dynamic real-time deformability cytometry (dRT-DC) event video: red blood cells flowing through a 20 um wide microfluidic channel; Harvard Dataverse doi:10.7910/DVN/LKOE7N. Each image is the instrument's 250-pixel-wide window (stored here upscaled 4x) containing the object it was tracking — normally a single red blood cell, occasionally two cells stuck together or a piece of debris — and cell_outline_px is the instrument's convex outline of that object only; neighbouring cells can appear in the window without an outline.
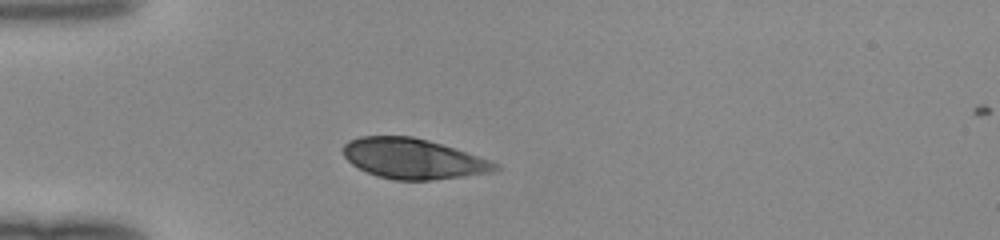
{"species": "human", "species_latin": "Homo sapiens", "temperature_condition": "room temperature", "stored_images_in_passage": 36, "camera_frame_rate_fps": 3000, "um_per_image_px": 0.085, "donor": {"sex": "female"}, "frame": {"image": 1, "passage_image": 1, "time_ms": 0.0, "image_size_px": [1000, 240], "cell_outline_px": [[500, 168], [496, 172], [432, 180], [396, 180], [380, 176], [368, 172], [352, 164], [344, 156], [344, 144], [348, 140], [360, 136], [412, 136], [428, 140], [488, 160], [496, 164]], "centroid_in_image_um": [35.09, 13.49], "position_along_channel_um": 49.9, "area_um2": 35.14}}
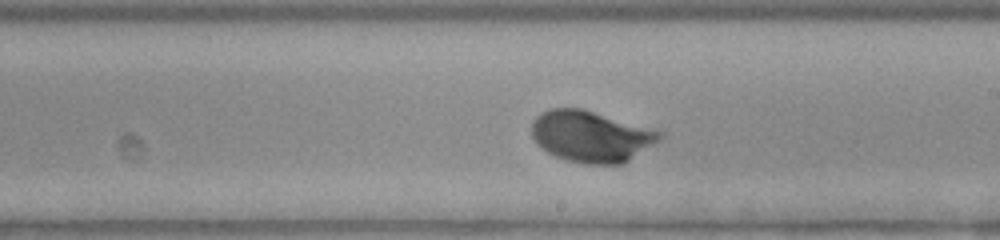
{"frame": {"image": 2, "passage_image": 16, "time_ms": 5.0, "image_size_px": [1000, 240], "cell_outline_px": [[664, 136], [660, 140], [624, 164], [584, 164], [568, 160], [556, 156], [540, 148], [532, 136], [532, 120], [540, 112], [548, 108], [580, 108], [664, 132]], "centroid_in_image_um": [50.23, 11.59], "position_along_channel_um": 238.8, "area_um2": 38.26}}
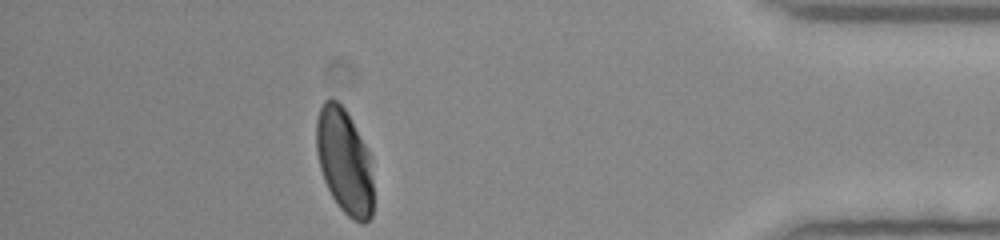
{"frame": {"image": 3, "passage_image": 31, "time_ms": 10.0, "image_size_px": [1000, 240], "cell_outline_px": [[372, 216], [364, 224], [352, 220], [340, 208], [332, 196], [324, 180], [320, 168], [316, 152], [316, 120], [320, 108], [324, 100], [332, 96], [348, 112], [368, 152], [372, 180]], "centroid_in_image_um": [29.25, 13.69], "position_along_channel_um": 406.0, "area_um2": 34.85}}